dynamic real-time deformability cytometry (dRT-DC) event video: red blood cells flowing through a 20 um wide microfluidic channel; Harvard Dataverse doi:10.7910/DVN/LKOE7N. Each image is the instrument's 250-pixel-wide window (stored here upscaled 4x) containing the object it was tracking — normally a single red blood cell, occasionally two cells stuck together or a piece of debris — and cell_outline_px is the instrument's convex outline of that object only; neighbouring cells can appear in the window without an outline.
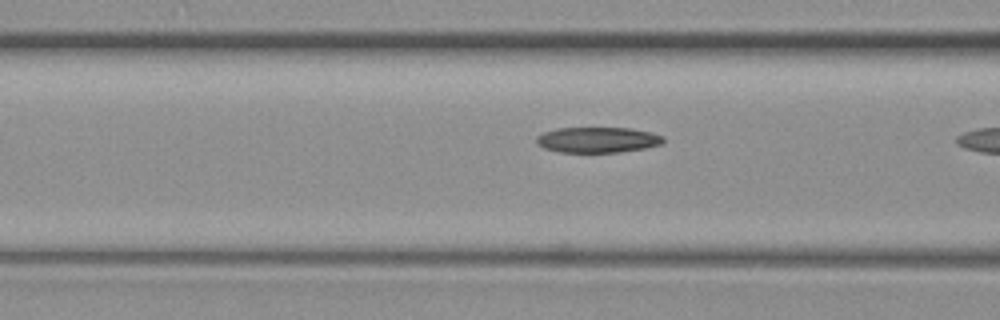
{"species": "common noctule bat (a hibernating species)", "species_latin": "Nyctalus noctula", "temperature_condition": "warm", "stored_images_in_passage": 5, "camera_frame_rate_fps": 3000, "um_per_image_px": 0.085, "animal": {"sex": "female", "body_mass_g": 19.3, "forearm_length_mm": 54.1}, "frame": {"image": 1, "passage_image": 4, "time_ms": 1.0, "image_size_px": [1000, 320], "cell_outline_px": [[664, 140], [660, 144], [644, 148], [620, 152], [560, 152], [544, 148], [536, 144], [536, 136], [544, 132], [556, 128], [628, 128], [652, 132], [664, 136]], "centroid_in_image_um": [50.77, 11.88], "position_along_channel_um": 115.8, "area_um2": 18.9}}